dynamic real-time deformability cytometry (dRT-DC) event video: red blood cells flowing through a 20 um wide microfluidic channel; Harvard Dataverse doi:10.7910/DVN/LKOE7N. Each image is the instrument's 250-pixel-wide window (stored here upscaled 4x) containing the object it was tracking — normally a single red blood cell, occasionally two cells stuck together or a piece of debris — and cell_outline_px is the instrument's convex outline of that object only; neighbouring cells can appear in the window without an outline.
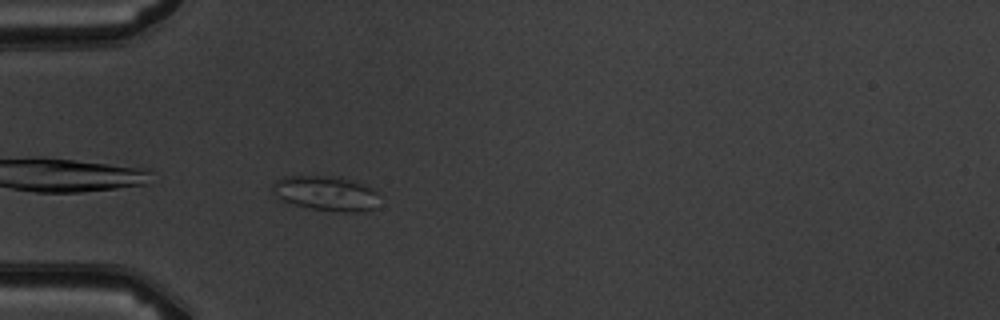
{"species": "common noctule bat (a hibernating species)", "species_latin": "Nyctalus noctula", "temperature_condition": "warm", "stored_images_in_passage": 3, "camera_frame_rate_fps": 3000, "um_per_image_px": 0.085, "animal": {"sex": "male", "body_mass_g": 19.5, "forearm_length_mm": 54.6}, "frame": {"image": 1, "passage_image": 3, "time_ms": 2.333, "image_size_px": [1000, 320], "cell_outline_px": [[380, 208], [356, 212], [344, 212], [312, 208], [296, 204], [284, 200], [276, 196], [272, 192], [272, 184], [276, 180], [284, 176], [340, 176], [364, 184], [372, 188], [376, 192]], "centroid_in_image_um": [27.75, 16.42], "position_along_channel_um": 57.2, "area_um2": 21.73}}